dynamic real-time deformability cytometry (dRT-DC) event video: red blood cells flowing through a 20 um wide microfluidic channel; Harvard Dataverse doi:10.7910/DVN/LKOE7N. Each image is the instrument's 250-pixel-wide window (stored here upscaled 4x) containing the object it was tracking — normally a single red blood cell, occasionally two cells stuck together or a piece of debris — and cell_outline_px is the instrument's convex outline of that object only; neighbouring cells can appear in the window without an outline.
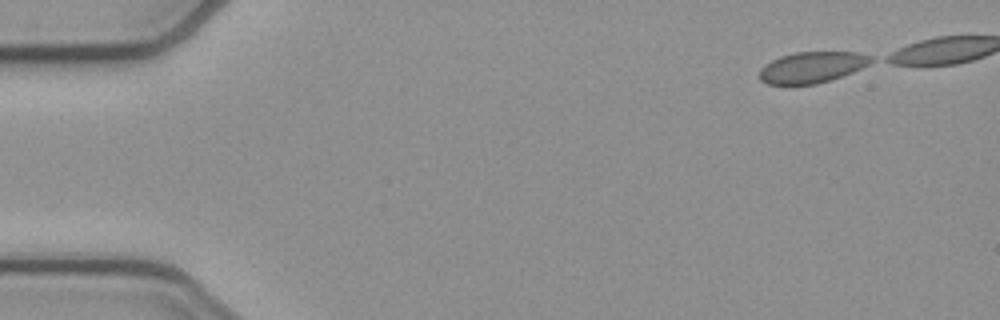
{"species": "common noctule bat (a hibernating species)", "species_latin": "Nyctalus noctula", "temperature_condition": "cold", "stored_images_in_passage": 40, "camera_frame_rate_fps": 3000, "um_per_image_px": 0.085, "animal": {"sex": "female", "body_mass_g": 21.9}, "frame": {"image": 1, "passage_image": 1, "time_ms": 0.0, "image_size_px": [1000, 320], "cell_outline_px": [[876, 60], [852, 72], [816, 84], [768, 84], [760, 80], [760, 68], [764, 64], [780, 56], [796, 52], [856, 52], [872, 56]], "centroid_in_image_um": [69.01, 5.7], "position_along_channel_um": 16.0, "area_um2": 20.06}}
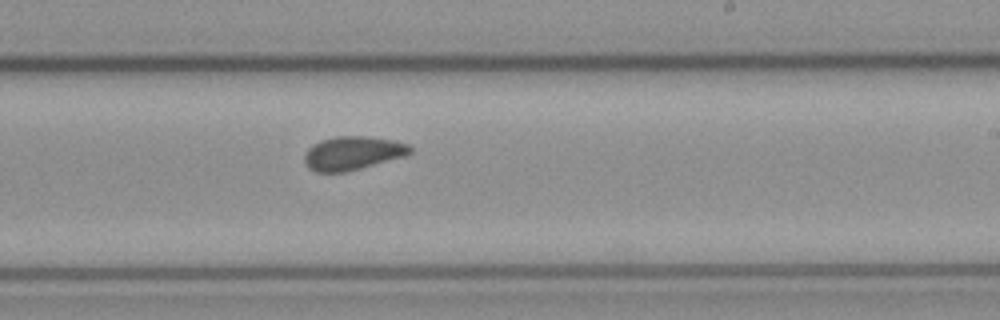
{"frame": {"image": 2, "passage_image": 28, "time_ms": 9.0, "image_size_px": [1000, 320], "cell_outline_px": [[412, 152], [404, 156], [360, 168], [344, 172], [316, 172], [308, 168], [304, 160], [304, 152], [312, 144], [320, 140], [336, 136], [364, 136], [392, 140], [408, 144], [412, 148]], "centroid_in_image_um": [29.93, 13.01], "position_along_channel_um": 259.1, "area_um2": 20.63}}
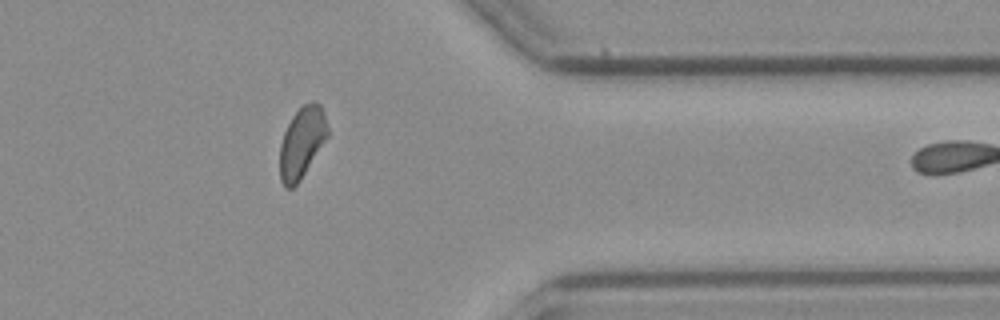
{"frame": {"image": 3, "passage_image": 39, "time_ms": 12.667, "image_size_px": [1000, 320], "cell_outline_px": [[328, 136], [300, 180], [292, 188], [284, 188], [280, 180], [280, 144], [284, 132], [292, 116], [304, 104], [312, 100], [316, 100], [320, 104], [324, 112], [328, 128]], "centroid_in_image_um": [25.66, 12.09], "position_along_channel_um": 385.7, "area_um2": 19.77}}